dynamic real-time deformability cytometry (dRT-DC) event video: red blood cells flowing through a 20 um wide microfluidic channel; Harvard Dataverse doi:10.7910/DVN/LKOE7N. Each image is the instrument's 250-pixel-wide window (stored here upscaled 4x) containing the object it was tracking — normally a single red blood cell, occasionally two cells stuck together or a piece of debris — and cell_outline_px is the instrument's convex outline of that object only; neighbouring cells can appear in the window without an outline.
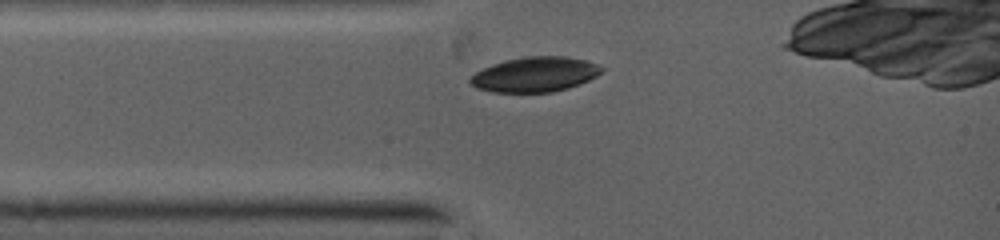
{"species": "common noctule bat (a hibernating species)", "species_latin": "Nyctalus noctula", "temperature_condition": "warm", "stored_images_in_passage": 36, "camera_frame_rate_fps": 5000, "um_per_image_px": 0.085, "animal": {"sex": "female", "body_mass_g": 19.0, "forearm_length_mm": 53.3}, "frame": {"image": 1, "passage_image": 1, "time_ms": 0.0, "image_size_px": [1000, 240], "cell_outline_px": [[604, 68], [596, 76], [580, 84], [568, 88], [552, 92], [492, 92], [476, 88], [468, 80], [476, 72], [492, 64], [508, 60], [528, 56], [564, 56], [584, 60], [596, 64]], "centroid_in_image_um": [45.47, 6.33], "position_along_channel_um": 39.5, "area_um2": 26.47}}
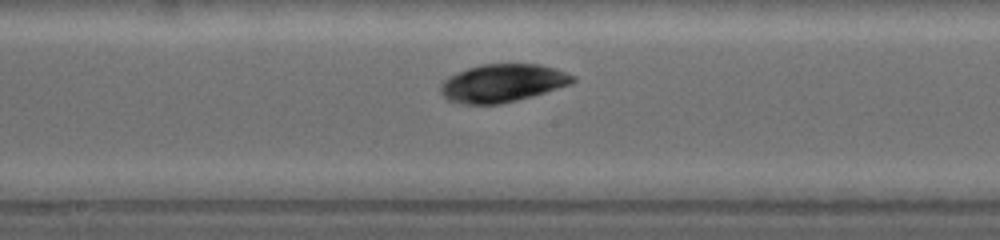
{"frame": {"image": 2, "passage_image": 20, "time_ms": 3.8, "image_size_px": [1000, 240], "cell_outline_px": [[572, 80], [568, 84], [544, 92], [496, 104], [468, 104], [448, 100], [440, 92], [440, 84], [448, 76], [468, 68], [480, 64], [540, 64], [564, 72], [572, 76]], "centroid_in_image_um": [42.61, 7.05], "position_along_channel_um": 205.6, "area_um2": 28.38}}
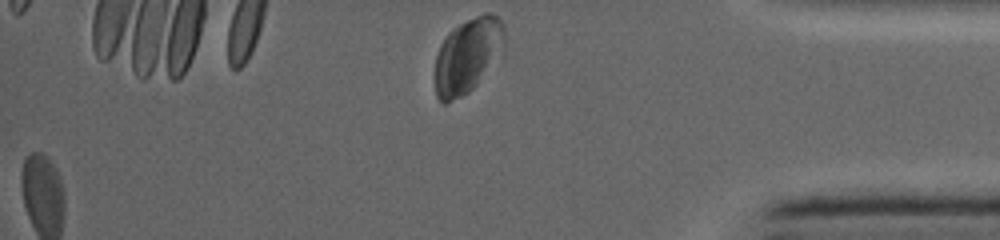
{"frame": {"image": 3, "passage_image": 36, "time_ms": 8.6, "image_size_px": [1000, 240], "cell_outline_px": [[504, 40], [476, 84], [468, 92], [444, 104], [436, 96], [436, 56], [440, 44], [448, 32], [452, 28], [484, 12], [488, 12], [496, 16], [504, 24]], "centroid_in_image_um": [39.68, 4.67], "position_along_channel_um": 395.5, "area_um2": 28.96}}